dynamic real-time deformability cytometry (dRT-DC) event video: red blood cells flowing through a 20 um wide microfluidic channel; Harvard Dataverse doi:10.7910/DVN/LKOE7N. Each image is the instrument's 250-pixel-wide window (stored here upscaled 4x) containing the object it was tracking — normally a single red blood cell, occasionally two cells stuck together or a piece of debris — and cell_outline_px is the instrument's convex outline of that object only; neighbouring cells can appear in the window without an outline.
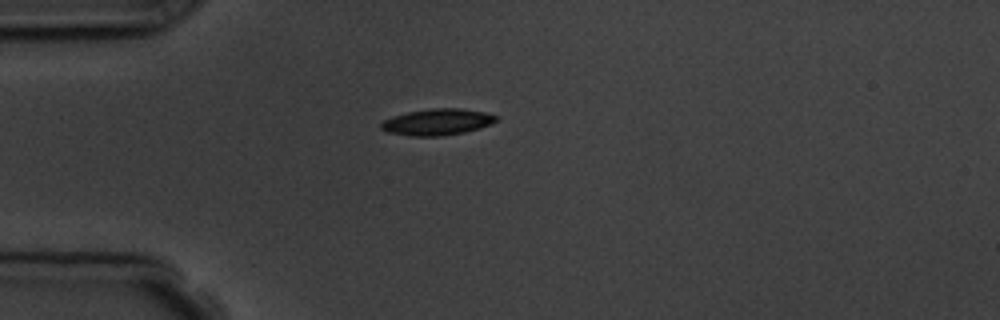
{"species": "common noctule bat (a hibernating species)", "species_latin": "Nyctalus noctula", "temperature_condition": "room temperature", "stored_images_in_passage": 7, "camera_frame_rate_fps": 3000, "um_per_image_px": 0.085, "animal": {"sex": "male", "body_mass_g": 19.5, "forearm_length_mm": 54.6}, "frame": {"image": 1, "passage_image": 1, "time_ms": 0.0, "image_size_px": [1000, 320], "cell_outline_px": [[496, 120], [492, 124], [480, 128], [464, 132], [440, 136], [412, 136], [388, 132], [380, 128], [380, 124], [384, 120], [392, 116], [408, 112], [432, 108], [460, 108], [484, 112], [496, 116]], "centroid_in_image_um": [37.15, 10.37], "position_along_channel_um": 47.8, "area_um2": 17.57}}
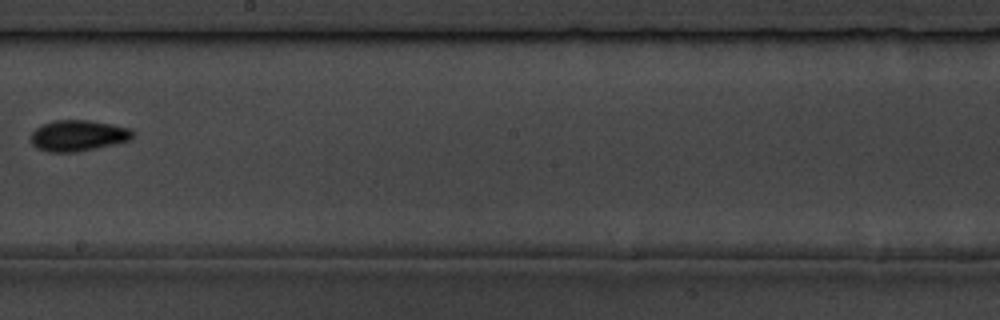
{"frame": {"image": 2, "passage_image": 6, "time_ms": 5.667, "image_size_px": [1000, 320], "cell_outline_px": [[136, 132], [132, 140], [76, 152], [48, 152], [36, 148], [32, 144], [32, 132], [36, 128], [52, 120], [92, 120], [132, 128]], "centroid_in_image_um": [6.69, 11.52], "position_along_channel_um": 241.5, "area_um2": 18.61}}